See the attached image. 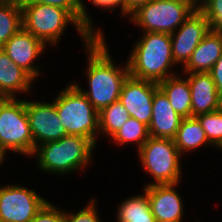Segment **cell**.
Segmentation results:
<instances>
[{
	"label": "cell",
	"mask_w": 222,
	"mask_h": 222,
	"mask_svg": "<svg viewBox=\"0 0 222 222\" xmlns=\"http://www.w3.org/2000/svg\"><path fill=\"white\" fill-rule=\"evenodd\" d=\"M105 40L104 36H99L85 44L84 49L88 53L86 76L90 89L85 91L73 82L98 112L119 100L122 85L129 75L127 62L124 66L114 64Z\"/></svg>",
	"instance_id": "obj_1"
},
{
	"label": "cell",
	"mask_w": 222,
	"mask_h": 222,
	"mask_svg": "<svg viewBox=\"0 0 222 222\" xmlns=\"http://www.w3.org/2000/svg\"><path fill=\"white\" fill-rule=\"evenodd\" d=\"M129 75L159 83L176 75L171 47V34L143 32L126 60ZM171 69V70H170Z\"/></svg>",
	"instance_id": "obj_2"
},
{
	"label": "cell",
	"mask_w": 222,
	"mask_h": 222,
	"mask_svg": "<svg viewBox=\"0 0 222 222\" xmlns=\"http://www.w3.org/2000/svg\"><path fill=\"white\" fill-rule=\"evenodd\" d=\"M96 146L87 138L67 135L57 141H50L35 147L37 165L43 172L70 174L87 167Z\"/></svg>",
	"instance_id": "obj_3"
},
{
	"label": "cell",
	"mask_w": 222,
	"mask_h": 222,
	"mask_svg": "<svg viewBox=\"0 0 222 222\" xmlns=\"http://www.w3.org/2000/svg\"><path fill=\"white\" fill-rule=\"evenodd\" d=\"M54 104L67 135L85 137L96 146L99 134L98 111L73 83L61 90Z\"/></svg>",
	"instance_id": "obj_4"
},
{
	"label": "cell",
	"mask_w": 222,
	"mask_h": 222,
	"mask_svg": "<svg viewBox=\"0 0 222 222\" xmlns=\"http://www.w3.org/2000/svg\"><path fill=\"white\" fill-rule=\"evenodd\" d=\"M22 27L45 45L56 46L69 24H73L87 44L93 37L65 10L44 4H22Z\"/></svg>",
	"instance_id": "obj_5"
},
{
	"label": "cell",
	"mask_w": 222,
	"mask_h": 222,
	"mask_svg": "<svg viewBox=\"0 0 222 222\" xmlns=\"http://www.w3.org/2000/svg\"><path fill=\"white\" fill-rule=\"evenodd\" d=\"M0 146L5 153L10 150L29 158L34 152L33 136L22 99L0 98Z\"/></svg>",
	"instance_id": "obj_6"
},
{
	"label": "cell",
	"mask_w": 222,
	"mask_h": 222,
	"mask_svg": "<svg viewBox=\"0 0 222 222\" xmlns=\"http://www.w3.org/2000/svg\"><path fill=\"white\" fill-rule=\"evenodd\" d=\"M143 169L154 182L146 184H176L182 175L181 154L173 139L149 137L138 150Z\"/></svg>",
	"instance_id": "obj_7"
},
{
	"label": "cell",
	"mask_w": 222,
	"mask_h": 222,
	"mask_svg": "<svg viewBox=\"0 0 222 222\" xmlns=\"http://www.w3.org/2000/svg\"><path fill=\"white\" fill-rule=\"evenodd\" d=\"M196 9L189 0H153L129 17L144 32L172 34Z\"/></svg>",
	"instance_id": "obj_8"
},
{
	"label": "cell",
	"mask_w": 222,
	"mask_h": 222,
	"mask_svg": "<svg viewBox=\"0 0 222 222\" xmlns=\"http://www.w3.org/2000/svg\"><path fill=\"white\" fill-rule=\"evenodd\" d=\"M48 200L34 189L20 185L0 186L2 222H30Z\"/></svg>",
	"instance_id": "obj_9"
},
{
	"label": "cell",
	"mask_w": 222,
	"mask_h": 222,
	"mask_svg": "<svg viewBox=\"0 0 222 222\" xmlns=\"http://www.w3.org/2000/svg\"><path fill=\"white\" fill-rule=\"evenodd\" d=\"M25 106L33 136L34 150L36 146L67 136L53 101L25 100Z\"/></svg>",
	"instance_id": "obj_10"
},
{
	"label": "cell",
	"mask_w": 222,
	"mask_h": 222,
	"mask_svg": "<svg viewBox=\"0 0 222 222\" xmlns=\"http://www.w3.org/2000/svg\"><path fill=\"white\" fill-rule=\"evenodd\" d=\"M158 83L128 75L125 79L119 101L128 111L130 117L148 125L152 118V103Z\"/></svg>",
	"instance_id": "obj_11"
},
{
	"label": "cell",
	"mask_w": 222,
	"mask_h": 222,
	"mask_svg": "<svg viewBox=\"0 0 222 222\" xmlns=\"http://www.w3.org/2000/svg\"><path fill=\"white\" fill-rule=\"evenodd\" d=\"M209 22L206 17L196 9L179 27L171 34V47L175 64L189 61L192 52L209 33Z\"/></svg>",
	"instance_id": "obj_12"
},
{
	"label": "cell",
	"mask_w": 222,
	"mask_h": 222,
	"mask_svg": "<svg viewBox=\"0 0 222 222\" xmlns=\"http://www.w3.org/2000/svg\"><path fill=\"white\" fill-rule=\"evenodd\" d=\"M46 45L35 37L32 33L20 28L2 47L1 49L9 58L25 70L34 80L38 78L41 72L34 62L41 53L44 52Z\"/></svg>",
	"instance_id": "obj_13"
},
{
	"label": "cell",
	"mask_w": 222,
	"mask_h": 222,
	"mask_svg": "<svg viewBox=\"0 0 222 222\" xmlns=\"http://www.w3.org/2000/svg\"><path fill=\"white\" fill-rule=\"evenodd\" d=\"M177 185L179 183L143 186L156 222H181L184 205L182 197L176 191Z\"/></svg>",
	"instance_id": "obj_14"
},
{
	"label": "cell",
	"mask_w": 222,
	"mask_h": 222,
	"mask_svg": "<svg viewBox=\"0 0 222 222\" xmlns=\"http://www.w3.org/2000/svg\"><path fill=\"white\" fill-rule=\"evenodd\" d=\"M185 75L191 91V117L222 108V98L209 72L185 73Z\"/></svg>",
	"instance_id": "obj_15"
},
{
	"label": "cell",
	"mask_w": 222,
	"mask_h": 222,
	"mask_svg": "<svg viewBox=\"0 0 222 222\" xmlns=\"http://www.w3.org/2000/svg\"><path fill=\"white\" fill-rule=\"evenodd\" d=\"M152 107V118L148 126L150 136L174 139L183 118L175 112L160 88L154 93Z\"/></svg>",
	"instance_id": "obj_16"
},
{
	"label": "cell",
	"mask_w": 222,
	"mask_h": 222,
	"mask_svg": "<svg viewBox=\"0 0 222 222\" xmlns=\"http://www.w3.org/2000/svg\"><path fill=\"white\" fill-rule=\"evenodd\" d=\"M33 81L35 80L0 48V98H15V93H29Z\"/></svg>",
	"instance_id": "obj_17"
},
{
	"label": "cell",
	"mask_w": 222,
	"mask_h": 222,
	"mask_svg": "<svg viewBox=\"0 0 222 222\" xmlns=\"http://www.w3.org/2000/svg\"><path fill=\"white\" fill-rule=\"evenodd\" d=\"M222 54V32L209 31L183 67V73L210 72Z\"/></svg>",
	"instance_id": "obj_18"
},
{
	"label": "cell",
	"mask_w": 222,
	"mask_h": 222,
	"mask_svg": "<svg viewBox=\"0 0 222 222\" xmlns=\"http://www.w3.org/2000/svg\"><path fill=\"white\" fill-rule=\"evenodd\" d=\"M159 88L168 97L175 112L182 118L191 117V91L188 78L177 74L158 83Z\"/></svg>",
	"instance_id": "obj_19"
},
{
	"label": "cell",
	"mask_w": 222,
	"mask_h": 222,
	"mask_svg": "<svg viewBox=\"0 0 222 222\" xmlns=\"http://www.w3.org/2000/svg\"><path fill=\"white\" fill-rule=\"evenodd\" d=\"M173 140L181 155L202 145H211L196 117L183 118Z\"/></svg>",
	"instance_id": "obj_20"
},
{
	"label": "cell",
	"mask_w": 222,
	"mask_h": 222,
	"mask_svg": "<svg viewBox=\"0 0 222 222\" xmlns=\"http://www.w3.org/2000/svg\"><path fill=\"white\" fill-rule=\"evenodd\" d=\"M134 195L124 200L118 208L117 222H156L152 214L148 194Z\"/></svg>",
	"instance_id": "obj_21"
},
{
	"label": "cell",
	"mask_w": 222,
	"mask_h": 222,
	"mask_svg": "<svg viewBox=\"0 0 222 222\" xmlns=\"http://www.w3.org/2000/svg\"><path fill=\"white\" fill-rule=\"evenodd\" d=\"M23 4H44L65 9L93 38L103 36L104 32L94 29L93 21L87 13L82 0H26Z\"/></svg>",
	"instance_id": "obj_22"
},
{
	"label": "cell",
	"mask_w": 222,
	"mask_h": 222,
	"mask_svg": "<svg viewBox=\"0 0 222 222\" xmlns=\"http://www.w3.org/2000/svg\"><path fill=\"white\" fill-rule=\"evenodd\" d=\"M99 134H106L110 138L116 134L130 118L128 111L118 100L104 107L98 112Z\"/></svg>",
	"instance_id": "obj_23"
},
{
	"label": "cell",
	"mask_w": 222,
	"mask_h": 222,
	"mask_svg": "<svg viewBox=\"0 0 222 222\" xmlns=\"http://www.w3.org/2000/svg\"><path fill=\"white\" fill-rule=\"evenodd\" d=\"M22 28L21 5L0 2V48Z\"/></svg>",
	"instance_id": "obj_24"
},
{
	"label": "cell",
	"mask_w": 222,
	"mask_h": 222,
	"mask_svg": "<svg viewBox=\"0 0 222 222\" xmlns=\"http://www.w3.org/2000/svg\"><path fill=\"white\" fill-rule=\"evenodd\" d=\"M149 137L148 125L138 121L134 117H130L121 129L111 137V139L119 145L129 144V142L137 143L136 146L139 150Z\"/></svg>",
	"instance_id": "obj_25"
},
{
	"label": "cell",
	"mask_w": 222,
	"mask_h": 222,
	"mask_svg": "<svg viewBox=\"0 0 222 222\" xmlns=\"http://www.w3.org/2000/svg\"><path fill=\"white\" fill-rule=\"evenodd\" d=\"M206 133L209 143L215 148L222 149V108L196 116Z\"/></svg>",
	"instance_id": "obj_26"
},
{
	"label": "cell",
	"mask_w": 222,
	"mask_h": 222,
	"mask_svg": "<svg viewBox=\"0 0 222 222\" xmlns=\"http://www.w3.org/2000/svg\"><path fill=\"white\" fill-rule=\"evenodd\" d=\"M198 10L208 20L210 31L222 32V0H206Z\"/></svg>",
	"instance_id": "obj_27"
},
{
	"label": "cell",
	"mask_w": 222,
	"mask_h": 222,
	"mask_svg": "<svg viewBox=\"0 0 222 222\" xmlns=\"http://www.w3.org/2000/svg\"><path fill=\"white\" fill-rule=\"evenodd\" d=\"M90 203L83 209L75 213L65 211V222H102L97 207L95 206V198L89 200Z\"/></svg>",
	"instance_id": "obj_28"
},
{
	"label": "cell",
	"mask_w": 222,
	"mask_h": 222,
	"mask_svg": "<svg viewBox=\"0 0 222 222\" xmlns=\"http://www.w3.org/2000/svg\"><path fill=\"white\" fill-rule=\"evenodd\" d=\"M30 222H65V211L47 201Z\"/></svg>",
	"instance_id": "obj_29"
},
{
	"label": "cell",
	"mask_w": 222,
	"mask_h": 222,
	"mask_svg": "<svg viewBox=\"0 0 222 222\" xmlns=\"http://www.w3.org/2000/svg\"><path fill=\"white\" fill-rule=\"evenodd\" d=\"M216 85L217 92L222 98V54L209 72Z\"/></svg>",
	"instance_id": "obj_30"
},
{
	"label": "cell",
	"mask_w": 222,
	"mask_h": 222,
	"mask_svg": "<svg viewBox=\"0 0 222 222\" xmlns=\"http://www.w3.org/2000/svg\"><path fill=\"white\" fill-rule=\"evenodd\" d=\"M149 0H123V15L130 16L140 6L145 5Z\"/></svg>",
	"instance_id": "obj_31"
},
{
	"label": "cell",
	"mask_w": 222,
	"mask_h": 222,
	"mask_svg": "<svg viewBox=\"0 0 222 222\" xmlns=\"http://www.w3.org/2000/svg\"><path fill=\"white\" fill-rule=\"evenodd\" d=\"M97 7H101L104 10L114 11L113 7H117L120 5V12L123 14V0H90ZM111 10H110V9Z\"/></svg>",
	"instance_id": "obj_32"
},
{
	"label": "cell",
	"mask_w": 222,
	"mask_h": 222,
	"mask_svg": "<svg viewBox=\"0 0 222 222\" xmlns=\"http://www.w3.org/2000/svg\"><path fill=\"white\" fill-rule=\"evenodd\" d=\"M26 0H0V2H4V3H14V4H18V5H22L23 3H25Z\"/></svg>",
	"instance_id": "obj_33"
},
{
	"label": "cell",
	"mask_w": 222,
	"mask_h": 222,
	"mask_svg": "<svg viewBox=\"0 0 222 222\" xmlns=\"http://www.w3.org/2000/svg\"><path fill=\"white\" fill-rule=\"evenodd\" d=\"M197 9L206 1V0H189Z\"/></svg>",
	"instance_id": "obj_34"
},
{
	"label": "cell",
	"mask_w": 222,
	"mask_h": 222,
	"mask_svg": "<svg viewBox=\"0 0 222 222\" xmlns=\"http://www.w3.org/2000/svg\"><path fill=\"white\" fill-rule=\"evenodd\" d=\"M5 151L0 146V166L3 163V160L5 159Z\"/></svg>",
	"instance_id": "obj_35"
}]
</instances>
